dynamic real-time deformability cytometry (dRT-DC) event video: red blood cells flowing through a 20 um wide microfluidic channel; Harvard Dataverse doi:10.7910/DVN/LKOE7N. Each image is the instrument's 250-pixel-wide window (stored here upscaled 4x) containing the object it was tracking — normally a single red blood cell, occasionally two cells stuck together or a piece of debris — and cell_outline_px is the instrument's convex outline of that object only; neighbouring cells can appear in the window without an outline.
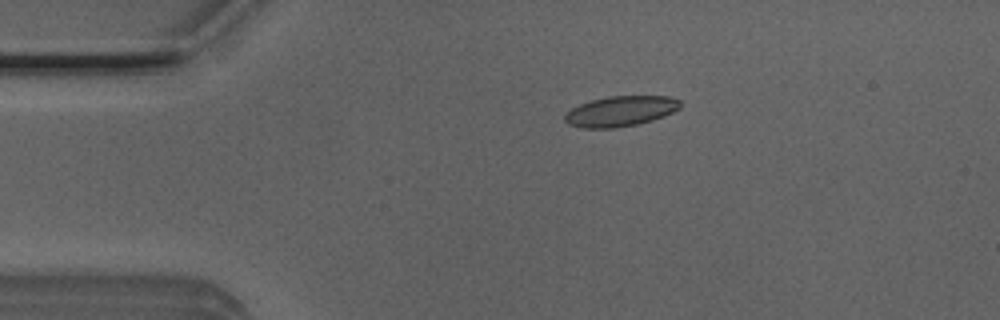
{"species": "Egyptian fruit bat (a non-hibernating species)", "species_latin": "Rousettus aegyptiacus", "temperature_condition": "room temperature", "stored_images_in_passage": 12, "camera_frame_rate_fps": 3000, "um_per_image_px": 0.085, "animal": {"sex": "male"}, "frame": {"image": 1, "passage_image": 10, "time_ms": 3.0, "image_size_px": [1000, 320], "cell_outline_px": [[680, 108], [664, 116], [652, 120], [636, 124], [616, 128], [580, 128], [568, 124], [564, 120], [564, 116], [572, 108], [580, 104], [592, 100], [608, 96], [668, 96], [680, 100]], "centroid_in_image_um": [52.73, 9.45], "position_along_channel_um": 32.3, "area_um2": 20.35}}